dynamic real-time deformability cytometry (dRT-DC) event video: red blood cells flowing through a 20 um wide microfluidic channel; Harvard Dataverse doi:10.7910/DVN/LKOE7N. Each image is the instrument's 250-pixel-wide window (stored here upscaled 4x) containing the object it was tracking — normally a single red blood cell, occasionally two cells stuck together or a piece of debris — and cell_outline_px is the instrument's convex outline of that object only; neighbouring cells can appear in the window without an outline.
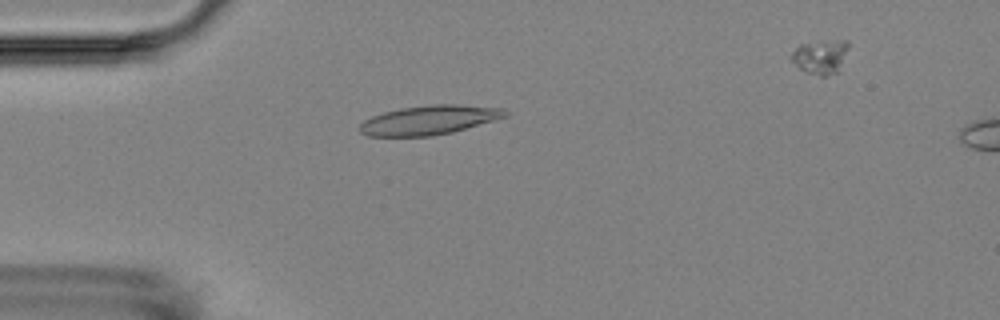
{"species": "Egyptian fruit bat (a non-hibernating species)", "species_latin": "Rousettus aegyptiacus", "temperature_condition": "room temperature", "stored_images_in_passage": 14, "segment_of_instrument_passage": [1, 2], "camera_frame_rate_fps": 3000, "um_per_image_px": 0.085, "animal": {"sex": "female"}, "frame": {"image": 1, "passage_image": 4, "time_ms": 4.667, "image_size_px": [1000, 320], "cell_outline_px": [[508, 116], [452, 132], [432, 136], [368, 136], [360, 132], [360, 124], [364, 120], [372, 116], [384, 112], [400, 108], [432, 104], [460, 104], [504, 108], [508, 112]], "centroid_in_image_um": [36.49, 10.19], "position_along_channel_um": 48.5, "area_um2": 24.8}}
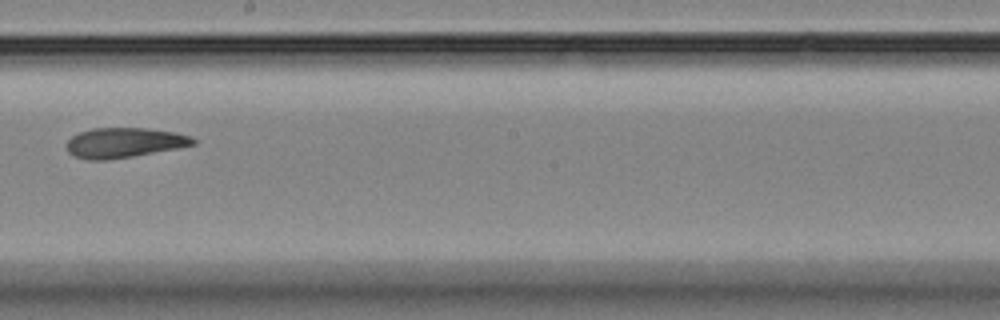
{"frame": {"image": 2, "passage_image": 9, "time_ms": 10.333, "image_size_px": [1000, 320], "cell_outline_px": [[196, 144], [180, 148], [132, 156], [104, 160], [88, 160], [76, 156], [68, 152], [68, 140], [72, 136], [80, 132], [92, 128], [144, 128], [172, 132], [192, 136], [196, 140]], "centroid_in_image_um": [10.58, 12.13], "position_along_channel_um": 237.6, "area_um2": 21.91}}
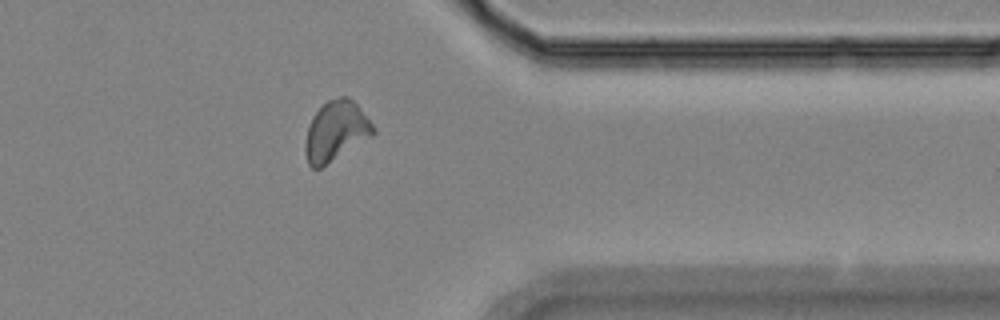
{"frame": {"image": 3, "passage_image": 13, "time_ms": 14.667, "image_size_px": [1000, 320], "cell_outline_px": [[376, 132], [372, 136], [320, 168], [312, 168], [308, 164], [304, 152], [304, 144], [308, 128], [312, 116], [328, 100], [340, 96], [348, 96], [360, 108], [376, 128]], "centroid_in_image_um": [28.54, 11.14], "position_along_channel_um": 382.9, "area_um2": 23.58}}